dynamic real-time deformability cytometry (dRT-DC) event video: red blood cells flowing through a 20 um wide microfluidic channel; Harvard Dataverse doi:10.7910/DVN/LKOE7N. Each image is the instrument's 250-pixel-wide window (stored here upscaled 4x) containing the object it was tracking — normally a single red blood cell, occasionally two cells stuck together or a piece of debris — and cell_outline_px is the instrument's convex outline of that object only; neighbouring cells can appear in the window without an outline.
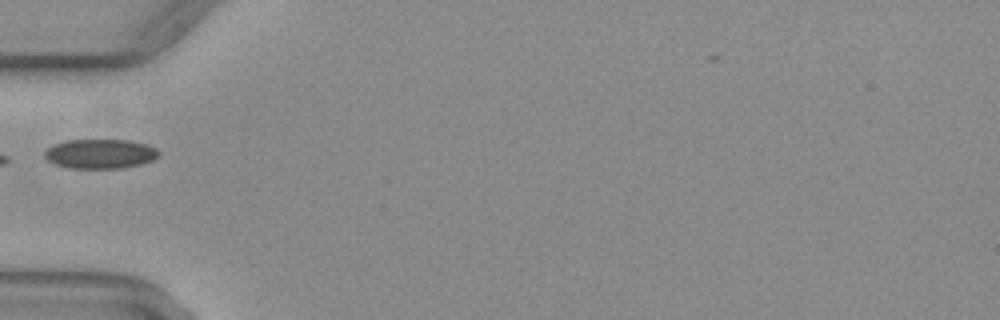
{"species": "common noctule bat (a hibernating species)", "species_latin": "Nyctalus noctula", "temperature_condition": "warm", "stored_images_in_passage": 5, "camera_frame_rate_fps": 3000, "um_per_image_px": 0.085, "animal": {"sex": "female", "body_mass_g": 29.2, "forearm_length_mm": 56.3}, "frame": {"image": 1, "passage_image": 1, "time_ms": 0.0, "image_size_px": [1000, 320], "cell_outline_px": [[160, 156], [152, 160], [140, 164], [120, 168], [68, 168], [56, 164], [48, 160], [44, 156], [44, 152], [52, 144], [68, 140], [132, 140], [148, 144], [156, 148], [160, 152]], "centroid_in_image_um": [8.54, 13.06], "position_along_channel_um": 76.5, "area_um2": 19.71}}